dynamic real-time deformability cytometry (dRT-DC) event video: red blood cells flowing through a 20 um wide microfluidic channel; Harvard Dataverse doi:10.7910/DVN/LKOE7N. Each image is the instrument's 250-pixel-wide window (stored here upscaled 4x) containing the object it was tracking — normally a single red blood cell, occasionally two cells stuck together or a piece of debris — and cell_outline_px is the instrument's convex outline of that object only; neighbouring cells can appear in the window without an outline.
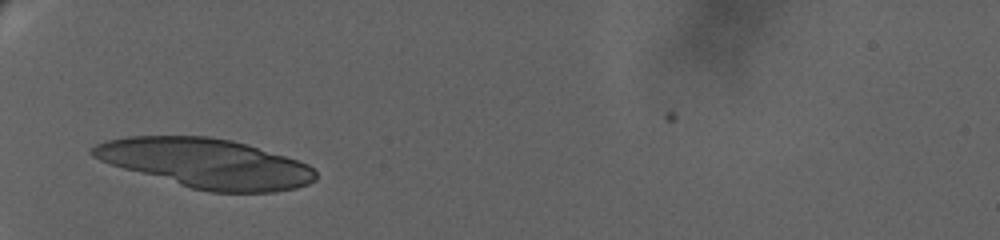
{"species": "human", "species_latin": "Homo sapiens", "temperature_condition": "warm", "stored_images_in_passage": 12, "camera_frame_rate_fps": 3000, "um_per_image_px": 0.085, "donor": {"sex": "female"}, "frame": {"image": 1, "passage_image": 1, "time_ms": 0.0, "image_size_px": [1000, 240], "cell_outline_px": [[316, 180], [308, 184], [296, 188], [276, 192], [208, 192], [192, 188], [124, 168], [100, 160], [92, 156], [88, 152], [96, 144], [108, 140], [128, 136], [208, 136], [232, 140], [248, 144], [308, 164], [316, 172]], "centroid_in_image_um": [17.53, 13.87], "position_along_channel_um": 67.5, "area_um2": 63.64}}